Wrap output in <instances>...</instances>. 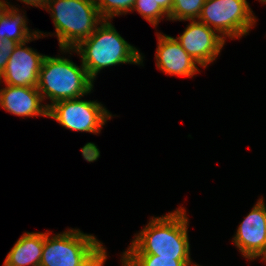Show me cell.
Instances as JSON below:
<instances>
[{
	"label": "cell",
	"mask_w": 266,
	"mask_h": 266,
	"mask_svg": "<svg viewBox=\"0 0 266 266\" xmlns=\"http://www.w3.org/2000/svg\"><path fill=\"white\" fill-rule=\"evenodd\" d=\"M19 43L11 54L6 68L0 77L5 84L18 87H37L39 72L46 55ZM25 46V47H24Z\"/></svg>",
	"instance_id": "10"
},
{
	"label": "cell",
	"mask_w": 266,
	"mask_h": 266,
	"mask_svg": "<svg viewBox=\"0 0 266 266\" xmlns=\"http://www.w3.org/2000/svg\"><path fill=\"white\" fill-rule=\"evenodd\" d=\"M176 40L202 68L208 67L217 59L226 42L216 31L197 20H190Z\"/></svg>",
	"instance_id": "8"
},
{
	"label": "cell",
	"mask_w": 266,
	"mask_h": 266,
	"mask_svg": "<svg viewBox=\"0 0 266 266\" xmlns=\"http://www.w3.org/2000/svg\"><path fill=\"white\" fill-rule=\"evenodd\" d=\"M188 221L183 207L164 216L151 217L142 231L135 234L122 255H157L175 260H191Z\"/></svg>",
	"instance_id": "1"
},
{
	"label": "cell",
	"mask_w": 266,
	"mask_h": 266,
	"mask_svg": "<svg viewBox=\"0 0 266 266\" xmlns=\"http://www.w3.org/2000/svg\"><path fill=\"white\" fill-rule=\"evenodd\" d=\"M122 266H196L191 260H175L157 255H122Z\"/></svg>",
	"instance_id": "15"
},
{
	"label": "cell",
	"mask_w": 266,
	"mask_h": 266,
	"mask_svg": "<svg viewBox=\"0 0 266 266\" xmlns=\"http://www.w3.org/2000/svg\"><path fill=\"white\" fill-rule=\"evenodd\" d=\"M157 38L155 59L159 70L171 76L184 77H193L199 73V64L182 48L176 38L162 33H157Z\"/></svg>",
	"instance_id": "11"
},
{
	"label": "cell",
	"mask_w": 266,
	"mask_h": 266,
	"mask_svg": "<svg viewBox=\"0 0 266 266\" xmlns=\"http://www.w3.org/2000/svg\"><path fill=\"white\" fill-rule=\"evenodd\" d=\"M136 0H94L103 20L132 12Z\"/></svg>",
	"instance_id": "17"
},
{
	"label": "cell",
	"mask_w": 266,
	"mask_h": 266,
	"mask_svg": "<svg viewBox=\"0 0 266 266\" xmlns=\"http://www.w3.org/2000/svg\"><path fill=\"white\" fill-rule=\"evenodd\" d=\"M93 80L86 68L63 57L46 55L39 72L37 89L43 100L50 99L47 108L56 102L82 98L93 90Z\"/></svg>",
	"instance_id": "4"
},
{
	"label": "cell",
	"mask_w": 266,
	"mask_h": 266,
	"mask_svg": "<svg viewBox=\"0 0 266 266\" xmlns=\"http://www.w3.org/2000/svg\"><path fill=\"white\" fill-rule=\"evenodd\" d=\"M44 233L25 232L8 252L3 266H40Z\"/></svg>",
	"instance_id": "13"
},
{
	"label": "cell",
	"mask_w": 266,
	"mask_h": 266,
	"mask_svg": "<svg viewBox=\"0 0 266 266\" xmlns=\"http://www.w3.org/2000/svg\"><path fill=\"white\" fill-rule=\"evenodd\" d=\"M37 87H18L6 84L0 89V106L20 117H48V108L42 104Z\"/></svg>",
	"instance_id": "12"
},
{
	"label": "cell",
	"mask_w": 266,
	"mask_h": 266,
	"mask_svg": "<svg viewBox=\"0 0 266 266\" xmlns=\"http://www.w3.org/2000/svg\"><path fill=\"white\" fill-rule=\"evenodd\" d=\"M261 3L265 4L266 0H259Z\"/></svg>",
	"instance_id": "24"
},
{
	"label": "cell",
	"mask_w": 266,
	"mask_h": 266,
	"mask_svg": "<svg viewBox=\"0 0 266 266\" xmlns=\"http://www.w3.org/2000/svg\"><path fill=\"white\" fill-rule=\"evenodd\" d=\"M48 117L66 129L96 135L112 114L97 101L77 98L54 103L48 108Z\"/></svg>",
	"instance_id": "7"
},
{
	"label": "cell",
	"mask_w": 266,
	"mask_h": 266,
	"mask_svg": "<svg viewBox=\"0 0 266 266\" xmlns=\"http://www.w3.org/2000/svg\"><path fill=\"white\" fill-rule=\"evenodd\" d=\"M17 1H21V2H23L25 4H27V5L44 9V7L46 5V2L48 0H17Z\"/></svg>",
	"instance_id": "22"
},
{
	"label": "cell",
	"mask_w": 266,
	"mask_h": 266,
	"mask_svg": "<svg viewBox=\"0 0 266 266\" xmlns=\"http://www.w3.org/2000/svg\"><path fill=\"white\" fill-rule=\"evenodd\" d=\"M232 239L244 258L253 261L263 256L266 252V205L263 198L240 222Z\"/></svg>",
	"instance_id": "9"
},
{
	"label": "cell",
	"mask_w": 266,
	"mask_h": 266,
	"mask_svg": "<svg viewBox=\"0 0 266 266\" xmlns=\"http://www.w3.org/2000/svg\"><path fill=\"white\" fill-rule=\"evenodd\" d=\"M197 20L226 40L247 35L257 19L247 0H205Z\"/></svg>",
	"instance_id": "6"
},
{
	"label": "cell",
	"mask_w": 266,
	"mask_h": 266,
	"mask_svg": "<svg viewBox=\"0 0 266 266\" xmlns=\"http://www.w3.org/2000/svg\"><path fill=\"white\" fill-rule=\"evenodd\" d=\"M132 11H137L152 26H157L163 17L169 20V15L155 0H136Z\"/></svg>",
	"instance_id": "18"
},
{
	"label": "cell",
	"mask_w": 266,
	"mask_h": 266,
	"mask_svg": "<svg viewBox=\"0 0 266 266\" xmlns=\"http://www.w3.org/2000/svg\"><path fill=\"white\" fill-rule=\"evenodd\" d=\"M110 21V22H109ZM61 53L76 52L86 68L88 76L94 81L100 71L119 64L142 65L140 51L129 44L115 29L111 20H103L94 33L73 49H60Z\"/></svg>",
	"instance_id": "2"
},
{
	"label": "cell",
	"mask_w": 266,
	"mask_h": 266,
	"mask_svg": "<svg viewBox=\"0 0 266 266\" xmlns=\"http://www.w3.org/2000/svg\"><path fill=\"white\" fill-rule=\"evenodd\" d=\"M17 44H18L17 42H14L12 40H5L1 42L0 39V77L3 74L7 62Z\"/></svg>",
	"instance_id": "19"
},
{
	"label": "cell",
	"mask_w": 266,
	"mask_h": 266,
	"mask_svg": "<svg viewBox=\"0 0 266 266\" xmlns=\"http://www.w3.org/2000/svg\"><path fill=\"white\" fill-rule=\"evenodd\" d=\"M60 49H73L90 37L103 21L94 0H48Z\"/></svg>",
	"instance_id": "5"
},
{
	"label": "cell",
	"mask_w": 266,
	"mask_h": 266,
	"mask_svg": "<svg viewBox=\"0 0 266 266\" xmlns=\"http://www.w3.org/2000/svg\"><path fill=\"white\" fill-rule=\"evenodd\" d=\"M261 259L266 263V252L263 254V256L261 257Z\"/></svg>",
	"instance_id": "23"
},
{
	"label": "cell",
	"mask_w": 266,
	"mask_h": 266,
	"mask_svg": "<svg viewBox=\"0 0 266 266\" xmlns=\"http://www.w3.org/2000/svg\"><path fill=\"white\" fill-rule=\"evenodd\" d=\"M155 1L168 15L171 13L173 0H155Z\"/></svg>",
	"instance_id": "20"
},
{
	"label": "cell",
	"mask_w": 266,
	"mask_h": 266,
	"mask_svg": "<svg viewBox=\"0 0 266 266\" xmlns=\"http://www.w3.org/2000/svg\"><path fill=\"white\" fill-rule=\"evenodd\" d=\"M205 0H173L169 20L190 21L197 20L201 14Z\"/></svg>",
	"instance_id": "16"
},
{
	"label": "cell",
	"mask_w": 266,
	"mask_h": 266,
	"mask_svg": "<svg viewBox=\"0 0 266 266\" xmlns=\"http://www.w3.org/2000/svg\"><path fill=\"white\" fill-rule=\"evenodd\" d=\"M44 233L40 266H104L107 251L94 235L68 229L50 236Z\"/></svg>",
	"instance_id": "3"
},
{
	"label": "cell",
	"mask_w": 266,
	"mask_h": 266,
	"mask_svg": "<svg viewBox=\"0 0 266 266\" xmlns=\"http://www.w3.org/2000/svg\"><path fill=\"white\" fill-rule=\"evenodd\" d=\"M26 15H22L19 9H10L0 19V39L1 42L5 40H12L14 42L24 43L38 40L45 37V33L35 30L31 31L27 26ZM30 30V31H29Z\"/></svg>",
	"instance_id": "14"
},
{
	"label": "cell",
	"mask_w": 266,
	"mask_h": 266,
	"mask_svg": "<svg viewBox=\"0 0 266 266\" xmlns=\"http://www.w3.org/2000/svg\"><path fill=\"white\" fill-rule=\"evenodd\" d=\"M10 9H19L15 6H11L10 2L6 0H0V19L10 10Z\"/></svg>",
	"instance_id": "21"
}]
</instances>
